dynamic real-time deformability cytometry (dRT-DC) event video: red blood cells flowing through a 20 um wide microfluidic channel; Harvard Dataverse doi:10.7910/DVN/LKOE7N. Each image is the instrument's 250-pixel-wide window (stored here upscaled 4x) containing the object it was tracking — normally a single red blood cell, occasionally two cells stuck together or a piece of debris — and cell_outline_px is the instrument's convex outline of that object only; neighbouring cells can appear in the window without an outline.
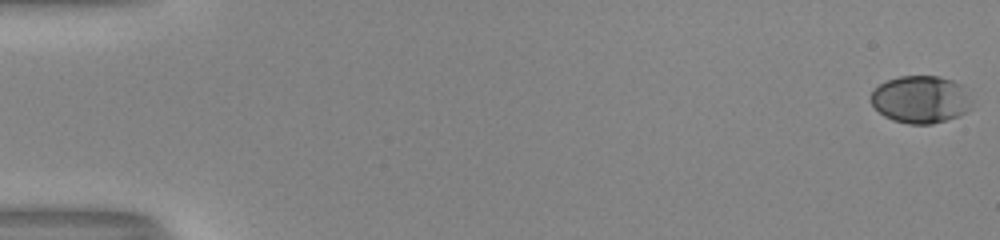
{"species": "human", "species_latin": "Homo sapiens", "temperature_condition": "room temperature", "stored_images_in_passage": 54, "camera_frame_rate_fps": 3000, "um_per_image_px": 0.085, "donor": {"sex": "male"}, "frame": {"image": 1, "passage_image": 1, "time_ms": 0.0, "image_size_px": [1000, 240], "cell_outline_px": [[972, 108], [960, 116], [932, 124], [908, 124], [892, 120], [884, 116], [872, 104], [872, 92], [880, 84], [888, 80], [900, 76], [940, 76], [952, 80], [960, 84], [972, 100]], "centroid_in_image_um": [78.29, 8.46], "position_along_channel_um": 6.7, "area_um2": 27.92}}
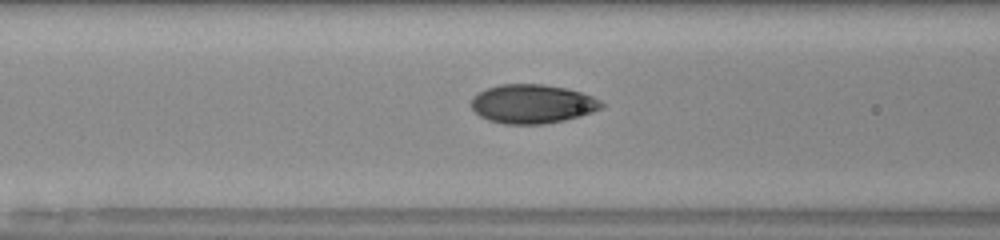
{"frame": {"image": 2, "passage_image": 24, "time_ms": 7.667, "image_size_px": [1000, 240], "cell_outline_px": [[604, 104], [600, 108], [592, 112], [580, 116], [564, 120], [544, 124], [504, 124], [488, 120], [480, 116], [472, 108], [472, 96], [488, 88], [500, 84], [544, 84], [564, 88], [580, 92], [592, 96], [600, 100]], "centroid_in_image_um": [45.24, 8.83], "position_along_channel_um": 121.4, "area_um2": 29.42}}
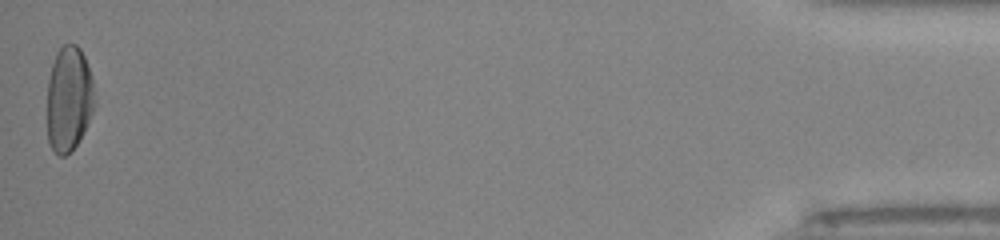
{"frame": {"image": 3, "passage_image": 54, "time_ms": 17.667, "image_size_px": [1000, 240], "cell_outline_px": [[96, 104], [84, 132], [76, 144], [64, 156], [60, 156], [52, 148], [48, 140], [48, 80], [52, 64], [56, 52], [64, 44], [76, 44], [80, 48], [84, 56], [92, 76], [96, 100]], "centroid_in_image_um": [5.88, 8.37], "position_along_channel_um": 429.3, "area_um2": 29.13}, "authors_computed_cell_mechanics": {"area_um2": 28.9, "velocity_mm_per_s": 4.0274, "shape_relaxation_time_tau1_ms": 4.9307, "shape_relaxation_time_tau2_ms": 0.7545, "deformation_change_tau1": 0.2083, "deformation_change_tau2": 0.0446}}